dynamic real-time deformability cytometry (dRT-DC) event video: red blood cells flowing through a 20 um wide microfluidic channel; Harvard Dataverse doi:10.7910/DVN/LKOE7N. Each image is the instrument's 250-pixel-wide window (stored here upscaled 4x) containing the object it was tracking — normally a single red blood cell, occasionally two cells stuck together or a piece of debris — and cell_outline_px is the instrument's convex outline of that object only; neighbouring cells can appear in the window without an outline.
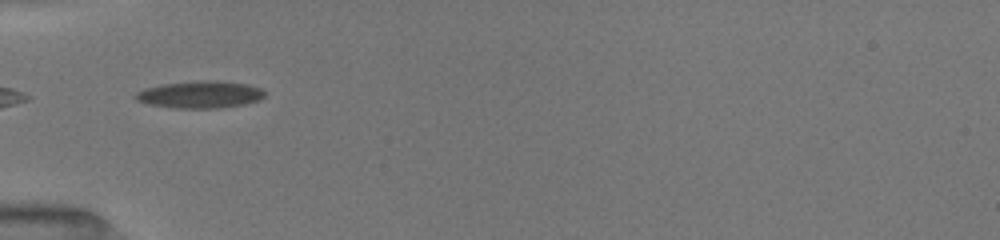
{"species": "common noctule bat (a hibernating species)", "species_latin": "Nyctalus noctula", "temperature_condition": "room temperature", "stored_images_in_passage": 5, "camera_frame_rate_fps": 3000, "um_per_image_px": 0.085, "animal": {"sex": "female", "body_mass_g": 19.5, "forearm_length_mm": 54.1}, "frame": {"image": 1, "passage_image": 1, "time_ms": 0.0, "image_size_px": [1000, 240], "cell_outline_px": [[264, 96], [260, 100], [244, 104], [220, 108], [176, 108], [148, 104], [136, 100], [132, 96], [136, 92], [144, 88], [164, 84], [208, 80], [216, 80], [248, 84], [260, 88], [264, 92]], "centroid_in_image_um": [16.99, 8.04], "position_along_channel_um": 68.0, "area_um2": 20.4}}
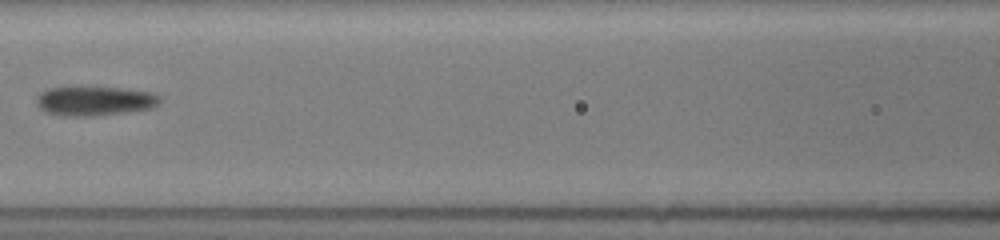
{"frame": {"image": 2, "passage_image": 3, "time_ms": 2.333, "image_size_px": [1000, 240], "cell_outline_px": [[160, 100], [152, 108], [124, 112], [92, 116], [60, 116], [48, 112], [40, 108], [36, 104], [36, 100], [40, 92], [48, 88], [68, 84], [76, 84], [120, 88], [152, 92], [160, 96]], "centroid_in_image_um": [7.96, 8.52], "position_along_channel_um": 158.6, "area_um2": 21.91}}
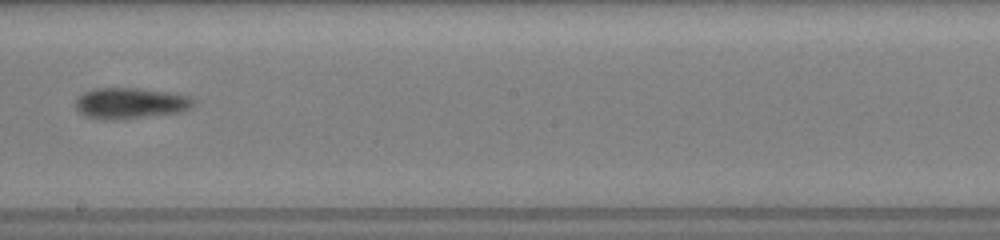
{"frame": {"image": 3, "passage_image": 5, "time_ms": 4.333, "image_size_px": [1000, 240], "cell_outline_px": [[196, 100], [184, 112], [108, 120], [88, 116], [80, 112], [76, 108], [76, 96], [92, 88], [140, 88], [168, 92], [188, 96]], "centroid_in_image_um": [11.06, 8.75], "position_along_channel_um": 237.1, "area_um2": 21.1}}